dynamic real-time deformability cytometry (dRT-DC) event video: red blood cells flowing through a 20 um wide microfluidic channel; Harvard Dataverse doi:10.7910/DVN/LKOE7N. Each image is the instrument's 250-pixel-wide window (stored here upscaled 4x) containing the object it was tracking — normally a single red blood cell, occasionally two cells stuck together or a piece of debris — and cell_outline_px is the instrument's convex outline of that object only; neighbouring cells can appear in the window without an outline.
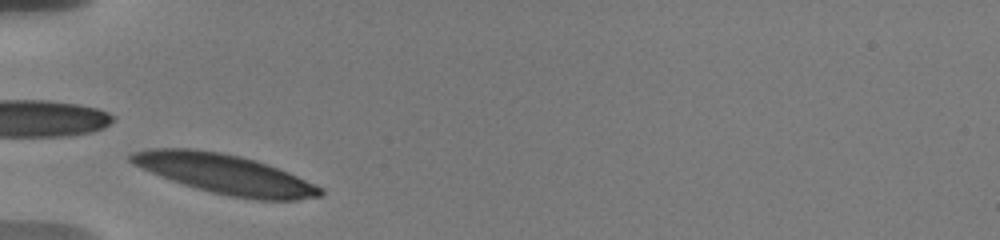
{"species": "human", "species_latin": "Homo sapiens", "temperature_condition": "warm", "stored_images_in_passage": 11, "camera_frame_rate_fps": 3000, "um_per_image_px": 0.085, "donor": {"sex": "male"}, "frame": {"image": 1, "passage_image": 1, "time_ms": 0.0, "image_size_px": [1000, 240], "cell_outline_px": [[324, 196], [296, 200], [256, 200], [232, 196], [212, 192], [196, 188], [160, 176], [140, 168], [132, 164], [128, 160], [128, 156], [132, 152], [148, 148], [192, 148], [220, 152], [240, 156], [256, 160], [268, 164], [288, 172], [324, 188]], "centroid_in_image_um": [19.12, 14.79], "position_along_channel_um": 65.9, "area_um2": 43.81}}
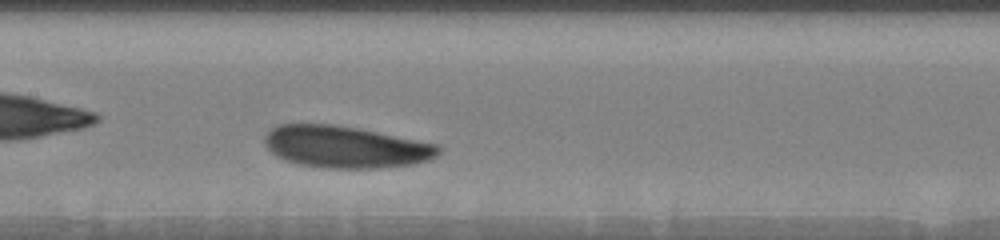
{"frame": {"image": 2, "passage_image": 8, "time_ms": 3.333, "image_size_px": [1000, 240], "cell_outline_px": [[444, 148], [436, 156], [428, 160], [412, 164], [380, 168], [324, 168], [300, 164], [284, 160], [276, 156], [264, 144], [264, 136], [272, 128], [280, 124], [336, 124], [436, 144]], "centroid_in_image_um": [29.35, 12.49], "position_along_channel_um": 178.1, "area_um2": 42.31}}
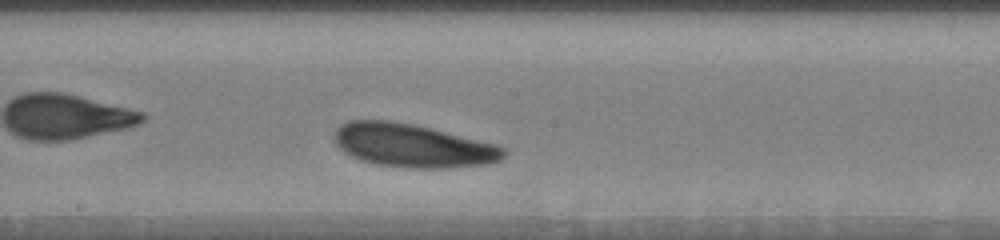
{"frame": {"image": 3, "passage_image": 11, "time_ms": 4.333, "image_size_px": [1000, 240], "cell_outline_px": [[508, 152], [500, 160], [488, 164], [444, 168], [400, 168], [376, 164], [360, 160], [344, 152], [336, 144], [336, 128], [340, 124], [348, 120], [392, 120], [416, 124], [496, 144], [508, 148]], "centroid_in_image_um": [35.11, 12.37], "position_along_channel_um": 213.1, "area_um2": 43.23}}